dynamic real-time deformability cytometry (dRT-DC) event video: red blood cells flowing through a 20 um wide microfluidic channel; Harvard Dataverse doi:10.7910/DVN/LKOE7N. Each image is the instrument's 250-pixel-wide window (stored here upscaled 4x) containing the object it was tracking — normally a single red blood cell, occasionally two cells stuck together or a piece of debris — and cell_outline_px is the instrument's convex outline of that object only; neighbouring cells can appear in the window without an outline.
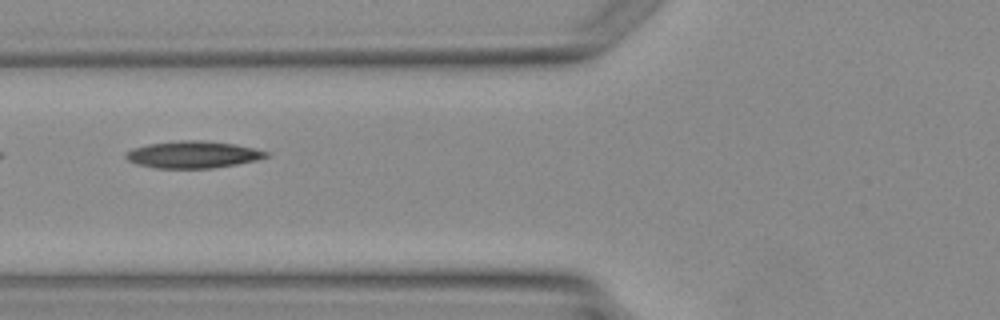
{"species": "Egyptian fruit bat (a non-hibernating species)", "species_latin": "Rousettus aegyptiacus", "temperature_condition": "warm", "stored_images_in_passage": 3, "camera_frame_rate_fps": 3000, "um_per_image_px": 0.085, "animal": {"sex": "female"}, "frame": {"image": 1, "passage_image": 3, "time_ms": 2.667, "image_size_px": [1000, 320], "cell_outline_px": [[268, 156], [256, 160], [236, 164], [212, 168], [156, 168], [136, 164], [128, 160], [124, 156], [124, 152], [132, 148], [148, 144], [180, 140], [204, 140], [236, 144], [268, 152]], "centroid_in_image_um": [16.35, 13.13], "position_along_channel_um": 109.5, "area_um2": 22.08}}